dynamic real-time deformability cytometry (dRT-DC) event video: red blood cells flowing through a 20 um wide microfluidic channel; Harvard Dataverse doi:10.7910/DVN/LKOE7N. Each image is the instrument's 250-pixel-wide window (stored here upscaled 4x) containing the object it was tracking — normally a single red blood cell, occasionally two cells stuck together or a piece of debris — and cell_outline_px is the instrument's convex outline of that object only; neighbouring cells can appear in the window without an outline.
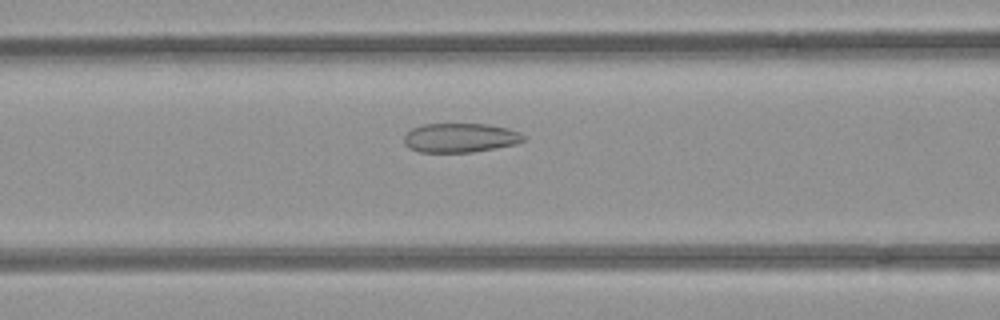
{"species": "common noctule bat (a hibernating species)", "species_latin": "Nyctalus noctula", "temperature_condition": "room temperature", "stored_images_in_passage": 53, "camera_frame_rate_fps": 3000, "um_per_image_px": 0.085, "animal": {"sex": "female", "body_mass_g": 21.9}, "frame": {"image": 1, "passage_image": 22, "time_ms": 7.0, "image_size_px": [1000, 320], "cell_outline_px": [[524, 140], [516, 144], [496, 148], [472, 152], [420, 152], [408, 148], [404, 144], [404, 136], [412, 128], [424, 124], [488, 124], [508, 128], [520, 132], [524, 136]], "centroid_in_image_um": [39.11, 11.71], "position_along_channel_um": 127.5, "area_um2": 20.4}}
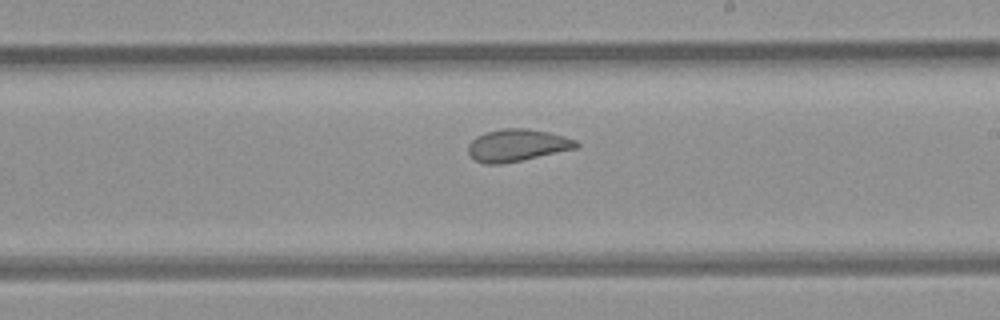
{"frame": {"image": 2, "passage_image": 31, "time_ms": 10.0, "image_size_px": [1000, 320], "cell_outline_px": [[580, 144], [576, 148], [504, 164], [484, 164], [476, 160], [468, 152], [468, 144], [476, 136], [484, 132], [504, 128], [524, 128], [548, 132], [564, 136], [576, 140]], "centroid_in_image_um": [43.93, 12.34], "position_along_channel_um": 245.1, "area_um2": 20.23}}
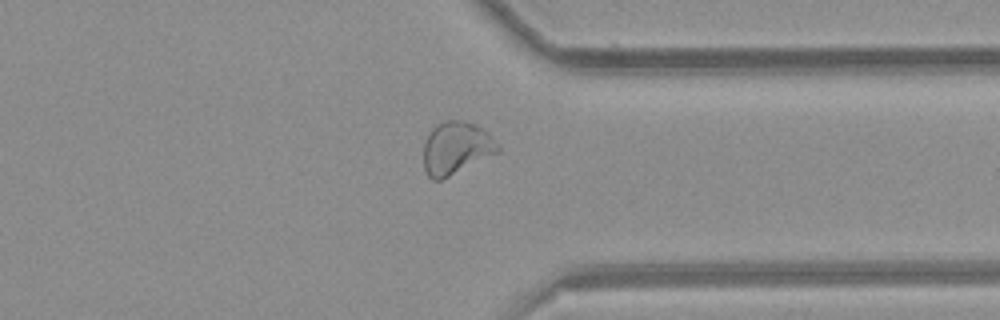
{"frame": {"image": 3, "passage_image": 41, "time_ms": 13.333, "image_size_px": [1000, 320], "cell_outline_px": [[500, 152], [440, 180], [432, 180], [428, 176], [424, 168], [424, 144], [432, 128], [436, 124], [444, 120], [464, 120], [476, 124], [488, 132], [500, 144]], "centroid_in_image_um": [38.8, 12.56], "position_along_channel_um": 372.6, "area_um2": 22.95}, "authors_computed_cell_mechanics": {"area_um2": 23.8714, "velocity_mm_per_s": 3.9215, "shape_relaxation_time_tau1_ms": null, "shape_relaxation_time_tau2_ms": 1.367, "deformation_change_tau1": null, "deformation_change_tau2": 0.08}}